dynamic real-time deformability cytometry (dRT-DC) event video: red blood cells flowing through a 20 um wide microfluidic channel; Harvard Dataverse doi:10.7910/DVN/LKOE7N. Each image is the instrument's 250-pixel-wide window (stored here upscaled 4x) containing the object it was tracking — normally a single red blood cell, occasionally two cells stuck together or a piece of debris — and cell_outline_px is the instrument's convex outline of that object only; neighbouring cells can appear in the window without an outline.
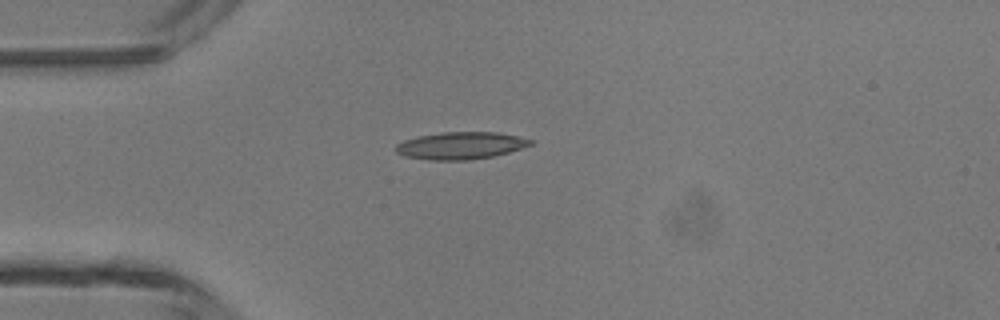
{"species": "common noctule bat (a hibernating species)", "species_latin": "Nyctalus noctula", "temperature_condition": "room temperature", "stored_images_in_passage": 2, "camera_frame_rate_fps": 3000, "um_per_image_px": 0.085, "animal": {"sex": "male", "body_mass_g": 13.3}, "frame": {"image": 1, "passage_image": 2, "time_ms": 2.0, "image_size_px": [1000, 320], "cell_outline_px": [[532, 144], [508, 152], [492, 156], [468, 160], [428, 160], [404, 156], [396, 152], [396, 144], [404, 140], [416, 136], [444, 132], [496, 132], [516, 136], [532, 140]], "centroid_in_image_um": [39.1, 12.37], "position_along_channel_um": 45.9, "area_um2": 21.21}}